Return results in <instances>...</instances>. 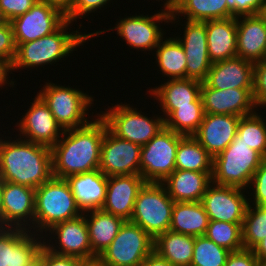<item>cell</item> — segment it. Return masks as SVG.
Instances as JSON below:
<instances>
[{
  "label": "cell",
  "instance_id": "1",
  "mask_svg": "<svg viewBox=\"0 0 266 266\" xmlns=\"http://www.w3.org/2000/svg\"><path fill=\"white\" fill-rule=\"evenodd\" d=\"M96 115L82 127L64 130L50 148L53 177L65 179L99 169L102 140L108 127L105 120Z\"/></svg>",
  "mask_w": 266,
  "mask_h": 266
},
{
  "label": "cell",
  "instance_id": "2",
  "mask_svg": "<svg viewBox=\"0 0 266 266\" xmlns=\"http://www.w3.org/2000/svg\"><path fill=\"white\" fill-rule=\"evenodd\" d=\"M2 137H0V179L2 181L36 189L53 177L50 147L27 141L17 137V134L16 140L11 136Z\"/></svg>",
  "mask_w": 266,
  "mask_h": 266
},
{
  "label": "cell",
  "instance_id": "3",
  "mask_svg": "<svg viewBox=\"0 0 266 266\" xmlns=\"http://www.w3.org/2000/svg\"><path fill=\"white\" fill-rule=\"evenodd\" d=\"M69 20H66L56 31L43 36L42 38L21 43L16 46V55L10 66V72L19 71L22 68L27 70L38 67H45V65H54L59 60H66L73 51H77L76 47L83 46L92 38L89 34H82L79 30L72 32L69 28L73 25ZM69 29V32H68ZM76 49V50H75ZM62 58V59H61ZM65 58V59H64ZM54 63V64H53Z\"/></svg>",
  "mask_w": 266,
  "mask_h": 266
},
{
  "label": "cell",
  "instance_id": "4",
  "mask_svg": "<svg viewBox=\"0 0 266 266\" xmlns=\"http://www.w3.org/2000/svg\"><path fill=\"white\" fill-rule=\"evenodd\" d=\"M81 214L66 179L52 177L35 189L34 233L43 236L54 225Z\"/></svg>",
  "mask_w": 266,
  "mask_h": 266
},
{
  "label": "cell",
  "instance_id": "5",
  "mask_svg": "<svg viewBox=\"0 0 266 266\" xmlns=\"http://www.w3.org/2000/svg\"><path fill=\"white\" fill-rule=\"evenodd\" d=\"M37 94L48 105L56 122L63 130L82 127L91 120L87 118L90 107L94 104L93 95L61 84L46 82ZM89 119V120H88Z\"/></svg>",
  "mask_w": 266,
  "mask_h": 266
},
{
  "label": "cell",
  "instance_id": "6",
  "mask_svg": "<svg viewBox=\"0 0 266 266\" xmlns=\"http://www.w3.org/2000/svg\"><path fill=\"white\" fill-rule=\"evenodd\" d=\"M263 156L242 142H231L213 157L212 182L218 185L249 187Z\"/></svg>",
  "mask_w": 266,
  "mask_h": 266
},
{
  "label": "cell",
  "instance_id": "7",
  "mask_svg": "<svg viewBox=\"0 0 266 266\" xmlns=\"http://www.w3.org/2000/svg\"><path fill=\"white\" fill-rule=\"evenodd\" d=\"M122 103L114 106L112 104L107 110L105 108V112L98 113L105 120L108 129L117 137L142 147L165 127L162 115L148 117L141 109L138 110L139 108H134L129 103Z\"/></svg>",
  "mask_w": 266,
  "mask_h": 266
},
{
  "label": "cell",
  "instance_id": "8",
  "mask_svg": "<svg viewBox=\"0 0 266 266\" xmlns=\"http://www.w3.org/2000/svg\"><path fill=\"white\" fill-rule=\"evenodd\" d=\"M173 206L162 183L146 182L138 192L130 222L155 239L170 229Z\"/></svg>",
  "mask_w": 266,
  "mask_h": 266
},
{
  "label": "cell",
  "instance_id": "9",
  "mask_svg": "<svg viewBox=\"0 0 266 266\" xmlns=\"http://www.w3.org/2000/svg\"><path fill=\"white\" fill-rule=\"evenodd\" d=\"M160 11V12H159ZM157 11L153 15H143L135 13L130 16L120 18L115 27L107 30H98L88 33L92 38L110 30H116L117 35L132 49L140 51H154L166 32L161 28L160 22L169 24L171 12L164 10ZM165 32V33H164Z\"/></svg>",
  "mask_w": 266,
  "mask_h": 266
},
{
  "label": "cell",
  "instance_id": "10",
  "mask_svg": "<svg viewBox=\"0 0 266 266\" xmlns=\"http://www.w3.org/2000/svg\"><path fill=\"white\" fill-rule=\"evenodd\" d=\"M153 250L154 239L139 225L125 221L98 259L103 266H140Z\"/></svg>",
  "mask_w": 266,
  "mask_h": 266
},
{
  "label": "cell",
  "instance_id": "11",
  "mask_svg": "<svg viewBox=\"0 0 266 266\" xmlns=\"http://www.w3.org/2000/svg\"><path fill=\"white\" fill-rule=\"evenodd\" d=\"M183 137L164 127L141 147L140 175L146 182L162 183L176 169L177 146Z\"/></svg>",
  "mask_w": 266,
  "mask_h": 266
},
{
  "label": "cell",
  "instance_id": "12",
  "mask_svg": "<svg viewBox=\"0 0 266 266\" xmlns=\"http://www.w3.org/2000/svg\"><path fill=\"white\" fill-rule=\"evenodd\" d=\"M43 238L44 246L52 253L82 260L98 258L91 250L89 230L84 214L54 225L47 233H44Z\"/></svg>",
  "mask_w": 266,
  "mask_h": 266
},
{
  "label": "cell",
  "instance_id": "13",
  "mask_svg": "<svg viewBox=\"0 0 266 266\" xmlns=\"http://www.w3.org/2000/svg\"><path fill=\"white\" fill-rule=\"evenodd\" d=\"M245 194L246 189L212 182L201 202L209 220L243 223L249 204L248 195Z\"/></svg>",
  "mask_w": 266,
  "mask_h": 266
},
{
  "label": "cell",
  "instance_id": "14",
  "mask_svg": "<svg viewBox=\"0 0 266 266\" xmlns=\"http://www.w3.org/2000/svg\"><path fill=\"white\" fill-rule=\"evenodd\" d=\"M141 146L105 131L99 170L106 176L140 175Z\"/></svg>",
  "mask_w": 266,
  "mask_h": 266
},
{
  "label": "cell",
  "instance_id": "15",
  "mask_svg": "<svg viewBox=\"0 0 266 266\" xmlns=\"http://www.w3.org/2000/svg\"><path fill=\"white\" fill-rule=\"evenodd\" d=\"M33 100L27 112L17 121L16 131L20 132L18 136L22 139L51 148L61 138L64 130L38 94Z\"/></svg>",
  "mask_w": 266,
  "mask_h": 266
},
{
  "label": "cell",
  "instance_id": "16",
  "mask_svg": "<svg viewBox=\"0 0 266 266\" xmlns=\"http://www.w3.org/2000/svg\"><path fill=\"white\" fill-rule=\"evenodd\" d=\"M1 202V227L34 230V188L2 181Z\"/></svg>",
  "mask_w": 266,
  "mask_h": 266
},
{
  "label": "cell",
  "instance_id": "17",
  "mask_svg": "<svg viewBox=\"0 0 266 266\" xmlns=\"http://www.w3.org/2000/svg\"><path fill=\"white\" fill-rule=\"evenodd\" d=\"M65 21L66 16L59 10L37 1L29 11L14 18L10 23L17 46L53 33Z\"/></svg>",
  "mask_w": 266,
  "mask_h": 266
},
{
  "label": "cell",
  "instance_id": "18",
  "mask_svg": "<svg viewBox=\"0 0 266 266\" xmlns=\"http://www.w3.org/2000/svg\"><path fill=\"white\" fill-rule=\"evenodd\" d=\"M183 36H175L186 55V78L204 82L212 62L208 55L206 21L184 20ZM184 26V27H183Z\"/></svg>",
  "mask_w": 266,
  "mask_h": 266
},
{
  "label": "cell",
  "instance_id": "19",
  "mask_svg": "<svg viewBox=\"0 0 266 266\" xmlns=\"http://www.w3.org/2000/svg\"><path fill=\"white\" fill-rule=\"evenodd\" d=\"M42 239L26 229L0 227V266H26L39 255Z\"/></svg>",
  "mask_w": 266,
  "mask_h": 266
},
{
  "label": "cell",
  "instance_id": "20",
  "mask_svg": "<svg viewBox=\"0 0 266 266\" xmlns=\"http://www.w3.org/2000/svg\"><path fill=\"white\" fill-rule=\"evenodd\" d=\"M204 113L247 116L254 113L253 89H213L205 82L201 86Z\"/></svg>",
  "mask_w": 266,
  "mask_h": 266
},
{
  "label": "cell",
  "instance_id": "21",
  "mask_svg": "<svg viewBox=\"0 0 266 266\" xmlns=\"http://www.w3.org/2000/svg\"><path fill=\"white\" fill-rule=\"evenodd\" d=\"M240 116L204 113L193 137L212 156L221 153L237 135Z\"/></svg>",
  "mask_w": 266,
  "mask_h": 266
},
{
  "label": "cell",
  "instance_id": "22",
  "mask_svg": "<svg viewBox=\"0 0 266 266\" xmlns=\"http://www.w3.org/2000/svg\"><path fill=\"white\" fill-rule=\"evenodd\" d=\"M146 181L141 175L108 177L106 200L103 211L130 221L138 192Z\"/></svg>",
  "mask_w": 266,
  "mask_h": 266
},
{
  "label": "cell",
  "instance_id": "23",
  "mask_svg": "<svg viewBox=\"0 0 266 266\" xmlns=\"http://www.w3.org/2000/svg\"><path fill=\"white\" fill-rule=\"evenodd\" d=\"M237 56L252 63L266 59V16L236 17Z\"/></svg>",
  "mask_w": 266,
  "mask_h": 266
},
{
  "label": "cell",
  "instance_id": "24",
  "mask_svg": "<svg viewBox=\"0 0 266 266\" xmlns=\"http://www.w3.org/2000/svg\"><path fill=\"white\" fill-rule=\"evenodd\" d=\"M254 63L233 57L211 65L204 81L213 89H253Z\"/></svg>",
  "mask_w": 266,
  "mask_h": 266
},
{
  "label": "cell",
  "instance_id": "25",
  "mask_svg": "<svg viewBox=\"0 0 266 266\" xmlns=\"http://www.w3.org/2000/svg\"><path fill=\"white\" fill-rule=\"evenodd\" d=\"M201 86L202 82L194 79H167V82L150 88L147 94L149 92L155 98L153 100L159 101L165 120L177 106H192V102L201 95Z\"/></svg>",
  "mask_w": 266,
  "mask_h": 266
},
{
  "label": "cell",
  "instance_id": "26",
  "mask_svg": "<svg viewBox=\"0 0 266 266\" xmlns=\"http://www.w3.org/2000/svg\"><path fill=\"white\" fill-rule=\"evenodd\" d=\"M82 213L101 209L106 200L108 176L99 169L65 178Z\"/></svg>",
  "mask_w": 266,
  "mask_h": 266
},
{
  "label": "cell",
  "instance_id": "27",
  "mask_svg": "<svg viewBox=\"0 0 266 266\" xmlns=\"http://www.w3.org/2000/svg\"><path fill=\"white\" fill-rule=\"evenodd\" d=\"M212 183V172L175 169L162 184L174 202H199Z\"/></svg>",
  "mask_w": 266,
  "mask_h": 266
},
{
  "label": "cell",
  "instance_id": "28",
  "mask_svg": "<svg viewBox=\"0 0 266 266\" xmlns=\"http://www.w3.org/2000/svg\"><path fill=\"white\" fill-rule=\"evenodd\" d=\"M206 32L212 64L237 56L236 17L206 21Z\"/></svg>",
  "mask_w": 266,
  "mask_h": 266
},
{
  "label": "cell",
  "instance_id": "29",
  "mask_svg": "<svg viewBox=\"0 0 266 266\" xmlns=\"http://www.w3.org/2000/svg\"><path fill=\"white\" fill-rule=\"evenodd\" d=\"M83 214L89 230L91 250L99 257L117 236L125 220L102 209Z\"/></svg>",
  "mask_w": 266,
  "mask_h": 266
},
{
  "label": "cell",
  "instance_id": "30",
  "mask_svg": "<svg viewBox=\"0 0 266 266\" xmlns=\"http://www.w3.org/2000/svg\"><path fill=\"white\" fill-rule=\"evenodd\" d=\"M182 16L186 20L205 22L231 18L232 12L228 9L226 0H177L171 12L170 23L174 25L179 22L181 25Z\"/></svg>",
  "mask_w": 266,
  "mask_h": 266
},
{
  "label": "cell",
  "instance_id": "31",
  "mask_svg": "<svg viewBox=\"0 0 266 266\" xmlns=\"http://www.w3.org/2000/svg\"><path fill=\"white\" fill-rule=\"evenodd\" d=\"M209 221L201 201L174 202L169 230L193 237L205 236Z\"/></svg>",
  "mask_w": 266,
  "mask_h": 266
},
{
  "label": "cell",
  "instance_id": "32",
  "mask_svg": "<svg viewBox=\"0 0 266 266\" xmlns=\"http://www.w3.org/2000/svg\"><path fill=\"white\" fill-rule=\"evenodd\" d=\"M195 237L167 230L154 239V251L173 266H191Z\"/></svg>",
  "mask_w": 266,
  "mask_h": 266
},
{
  "label": "cell",
  "instance_id": "33",
  "mask_svg": "<svg viewBox=\"0 0 266 266\" xmlns=\"http://www.w3.org/2000/svg\"><path fill=\"white\" fill-rule=\"evenodd\" d=\"M155 48V62L165 78L185 79L186 78V55L181 43L174 37H165ZM164 40V41H163Z\"/></svg>",
  "mask_w": 266,
  "mask_h": 266
},
{
  "label": "cell",
  "instance_id": "34",
  "mask_svg": "<svg viewBox=\"0 0 266 266\" xmlns=\"http://www.w3.org/2000/svg\"><path fill=\"white\" fill-rule=\"evenodd\" d=\"M213 157L193 137L184 136L177 146L175 167L178 170L212 172Z\"/></svg>",
  "mask_w": 266,
  "mask_h": 266
},
{
  "label": "cell",
  "instance_id": "35",
  "mask_svg": "<svg viewBox=\"0 0 266 266\" xmlns=\"http://www.w3.org/2000/svg\"><path fill=\"white\" fill-rule=\"evenodd\" d=\"M204 116L201 95L192 106H177L165 120V127L183 136H193L202 123Z\"/></svg>",
  "mask_w": 266,
  "mask_h": 266
},
{
  "label": "cell",
  "instance_id": "36",
  "mask_svg": "<svg viewBox=\"0 0 266 266\" xmlns=\"http://www.w3.org/2000/svg\"><path fill=\"white\" fill-rule=\"evenodd\" d=\"M258 112L242 116L232 142H242L266 156V119Z\"/></svg>",
  "mask_w": 266,
  "mask_h": 266
},
{
  "label": "cell",
  "instance_id": "37",
  "mask_svg": "<svg viewBox=\"0 0 266 266\" xmlns=\"http://www.w3.org/2000/svg\"><path fill=\"white\" fill-rule=\"evenodd\" d=\"M265 237L266 206L248 204L242 224V242L244 249L252 250Z\"/></svg>",
  "mask_w": 266,
  "mask_h": 266
},
{
  "label": "cell",
  "instance_id": "38",
  "mask_svg": "<svg viewBox=\"0 0 266 266\" xmlns=\"http://www.w3.org/2000/svg\"><path fill=\"white\" fill-rule=\"evenodd\" d=\"M242 224L210 220L205 236L230 252L238 251L244 248Z\"/></svg>",
  "mask_w": 266,
  "mask_h": 266
},
{
  "label": "cell",
  "instance_id": "39",
  "mask_svg": "<svg viewBox=\"0 0 266 266\" xmlns=\"http://www.w3.org/2000/svg\"><path fill=\"white\" fill-rule=\"evenodd\" d=\"M231 252L206 236L195 237L191 266H225Z\"/></svg>",
  "mask_w": 266,
  "mask_h": 266
},
{
  "label": "cell",
  "instance_id": "40",
  "mask_svg": "<svg viewBox=\"0 0 266 266\" xmlns=\"http://www.w3.org/2000/svg\"><path fill=\"white\" fill-rule=\"evenodd\" d=\"M247 192L250 197L248 198L249 204L266 206V156L263 157L259 168L255 171Z\"/></svg>",
  "mask_w": 266,
  "mask_h": 266
},
{
  "label": "cell",
  "instance_id": "41",
  "mask_svg": "<svg viewBox=\"0 0 266 266\" xmlns=\"http://www.w3.org/2000/svg\"><path fill=\"white\" fill-rule=\"evenodd\" d=\"M253 101L256 109L266 110V59L254 63Z\"/></svg>",
  "mask_w": 266,
  "mask_h": 266
},
{
  "label": "cell",
  "instance_id": "42",
  "mask_svg": "<svg viewBox=\"0 0 266 266\" xmlns=\"http://www.w3.org/2000/svg\"><path fill=\"white\" fill-rule=\"evenodd\" d=\"M112 0H74L71 12L66 16V20L71 23L77 21L79 18L89 17L91 13H95L98 9L102 10L111 3Z\"/></svg>",
  "mask_w": 266,
  "mask_h": 266
},
{
  "label": "cell",
  "instance_id": "43",
  "mask_svg": "<svg viewBox=\"0 0 266 266\" xmlns=\"http://www.w3.org/2000/svg\"><path fill=\"white\" fill-rule=\"evenodd\" d=\"M232 17L262 14L266 0H226Z\"/></svg>",
  "mask_w": 266,
  "mask_h": 266
},
{
  "label": "cell",
  "instance_id": "44",
  "mask_svg": "<svg viewBox=\"0 0 266 266\" xmlns=\"http://www.w3.org/2000/svg\"><path fill=\"white\" fill-rule=\"evenodd\" d=\"M15 55L16 44L12 25L10 22H6L0 26V58L11 66Z\"/></svg>",
  "mask_w": 266,
  "mask_h": 266
},
{
  "label": "cell",
  "instance_id": "45",
  "mask_svg": "<svg viewBox=\"0 0 266 266\" xmlns=\"http://www.w3.org/2000/svg\"><path fill=\"white\" fill-rule=\"evenodd\" d=\"M38 0H0V9L8 22L29 11Z\"/></svg>",
  "mask_w": 266,
  "mask_h": 266
},
{
  "label": "cell",
  "instance_id": "46",
  "mask_svg": "<svg viewBox=\"0 0 266 266\" xmlns=\"http://www.w3.org/2000/svg\"><path fill=\"white\" fill-rule=\"evenodd\" d=\"M259 260L254 255L253 250L241 249L231 252L227 258L225 266H260Z\"/></svg>",
  "mask_w": 266,
  "mask_h": 266
},
{
  "label": "cell",
  "instance_id": "47",
  "mask_svg": "<svg viewBox=\"0 0 266 266\" xmlns=\"http://www.w3.org/2000/svg\"><path fill=\"white\" fill-rule=\"evenodd\" d=\"M82 259L52 253L43 246V266H79Z\"/></svg>",
  "mask_w": 266,
  "mask_h": 266
},
{
  "label": "cell",
  "instance_id": "48",
  "mask_svg": "<svg viewBox=\"0 0 266 266\" xmlns=\"http://www.w3.org/2000/svg\"><path fill=\"white\" fill-rule=\"evenodd\" d=\"M59 10L64 16H67L72 9L74 0H38Z\"/></svg>",
  "mask_w": 266,
  "mask_h": 266
},
{
  "label": "cell",
  "instance_id": "49",
  "mask_svg": "<svg viewBox=\"0 0 266 266\" xmlns=\"http://www.w3.org/2000/svg\"><path fill=\"white\" fill-rule=\"evenodd\" d=\"M140 266H173L168 260L160 256L156 251H152L141 263Z\"/></svg>",
  "mask_w": 266,
  "mask_h": 266
},
{
  "label": "cell",
  "instance_id": "50",
  "mask_svg": "<svg viewBox=\"0 0 266 266\" xmlns=\"http://www.w3.org/2000/svg\"><path fill=\"white\" fill-rule=\"evenodd\" d=\"M10 73V66L0 58V87L1 89L4 88V86H9L14 88L16 84L14 79H8ZM10 80V81H9ZM10 84V85H9Z\"/></svg>",
  "mask_w": 266,
  "mask_h": 266
},
{
  "label": "cell",
  "instance_id": "51",
  "mask_svg": "<svg viewBox=\"0 0 266 266\" xmlns=\"http://www.w3.org/2000/svg\"><path fill=\"white\" fill-rule=\"evenodd\" d=\"M252 250L256 258L259 260L260 264H266V237Z\"/></svg>",
  "mask_w": 266,
  "mask_h": 266
},
{
  "label": "cell",
  "instance_id": "52",
  "mask_svg": "<svg viewBox=\"0 0 266 266\" xmlns=\"http://www.w3.org/2000/svg\"><path fill=\"white\" fill-rule=\"evenodd\" d=\"M26 266H43V247L39 253V255L34 258L29 264Z\"/></svg>",
  "mask_w": 266,
  "mask_h": 266
},
{
  "label": "cell",
  "instance_id": "53",
  "mask_svg": "<svg viewBox=\"0 0 266 266\" xmlns=\"http://www.w3.org/2000/svg\"><path fill=\"white\" fill-rule=\"evenodd\" d=\"M79 266H103L98 258L91 259V260H83Z\"/></svg>",
  "mask_w": 266,
  "mask_h": 266
},
{
  "label": "cell",
  "instance_id": "54",
  "mask_svg": "<svg viewBox=\"0 0 266 266\" xmlns=\"http://www.w3.org/2000/svg\"><path fill=\"white\" fill-rule=\"evenodd\" d=\"M156 1L159 2L160 0H156ZM176 1L177 0H164V1H162L164 3V4H162L163 5L162 7H164V10L172 12L174 7H175Z\"/></svg>",
  "mask_w": 266,
  "mask_h": 266
},
{
  "label": "cell",
  "instance_id": "55",
  "mask_svg": "<svg viewBox=\"0 0 266 266\" xmlns=\"http://www.w3.org/2000/svg\"><path fill=\"white\" fill-rule=\"evenodd\" d=\"M1 196H2V180L0 179V227H1V215H2V202H1Z\"/></svg>",
  "mask_w": 266,
  "mask_h": 266
},
{
  "label": "cell",
  "instance_id": "56",
  "mask_svg": "<svg viewBox=\"0 0 266 266\" xmlns=\"http://www.w3.org/2000/svg\"><path fill=\"white\" fill-rule=\"evenodd\" d=\"M8 22L5 16L2 13V10L0 9V26L3 25L4 23Z\"/></svg>",
  "mask_w": 266,
  "mask_h": 266
},
{
  "label": "cell",
  "instance_id": "57",
  "mask_svg": "<svg viewBox=\"0 0 266 266\" xmlns=\"http://www.w3.org/2000/svg\"><path fill=\"white\" fill-rule=\"evenodd\" d=\"M263 14L266 16V7L264 8V12H263Z\"/></svg>",
  "mask_w": 266,
  "mask_h": 266
}]
</instances>
